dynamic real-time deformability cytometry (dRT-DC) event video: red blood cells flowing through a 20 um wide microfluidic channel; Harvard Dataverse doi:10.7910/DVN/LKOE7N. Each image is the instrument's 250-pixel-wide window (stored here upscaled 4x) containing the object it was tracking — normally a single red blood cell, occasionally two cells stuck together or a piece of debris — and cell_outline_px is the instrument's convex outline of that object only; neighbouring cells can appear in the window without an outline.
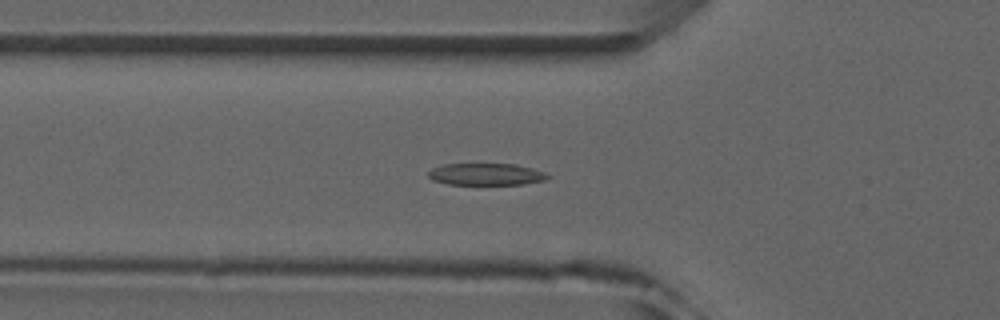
{"species": "common noctule bat (a hibernating species)", "species_latin": "Nyctalus noctula", "temperature_condition": "room temperature", "stored_images_in_passage": 6, "camera_frame_rate_fps": 3000, "um_per_image_px": 0.085, "animal": {"sex": "male", "forearm_length_mm": 52.5}, "frame": {"image": 1, "passage_image": 6, "time_ms": 5.667, "image_size_px": [1000, 320], "cell_outline_px": [[552, 176], [544, 180], [524, 184], [448, 184], [432, 180], [428, 176], [428, 172], [432, 168], [444, 164], [516, 164], [548, 172]], "centroid_in_image_um": [41.36, 14.81], "position_along_channel_um": 84.4, "area_um2": 15.32}}